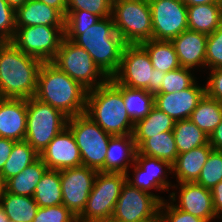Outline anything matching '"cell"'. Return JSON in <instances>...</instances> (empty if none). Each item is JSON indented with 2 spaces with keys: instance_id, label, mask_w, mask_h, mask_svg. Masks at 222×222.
<instances>
[{
  "instance_id": "obj_51",
  "label": "cell",
  "mask_w": 222,
  "mask_h": 222,
  "mask_svg": "<svg viewBox=\"0 0 222 222\" xmlns=\"http://www.w3.org/2000/svg\"><path fill=\"white\" fill-rule=\"evenodd\" d=\"M3 190H4V182L2 181L1 174H0V194Z\"/></svg>"
},
{
  "instance_id": "obj_17",
  "label": "cell",
  "mask_w": 222,
  "mask_h": 222,
  "mask_svg": "<svg viewBox=\"0 0 222 222\" xmlns=\"http://www.w3.org/2000/svg\"><path fill=\"white\" fill-rule=\"evenodd\" d=\"M39 158L50 170H64L82 165L79 148L68 127L59 132L40 152Z\"/></svg>"
},
{
  "instance_id": "obj_28",
  "label": "cell",
  "mask_w": 222,
  "mask_h": 222,
  "mask_svg": "<svg viewBox=\"0 0 222 222\" xmlns=\"http://www.w3.org/2000/svg\"><path fill=\"white\" fill-rule=\"evenodd\" d=\"M137 152L145 156L168 161L172 165L178 156L173 131L149 135V138L137 148Z\"/></svg>"
},
{
  "instance_id": "obj_46",
  "label": "cell",
  "mask_w": 222,
  "mask_h": 222,
  "mask_svg": "<svg viewBox=\"0 0 222 222\" xmlns=\"http://www.w3.org/2000/svg\"><path fill=\"white\" fill-rule=\"evenodd\" d=\"M209 144L213 147L214 150L222 151V121L209 135Z\"/></svg>"
},
{
  "instance_id": "obj_31",
  "label": "cell",
  "mask_w": 222,
  "mask_h": 222,
  "mask_svg": "<svg viewBox=\"0 0 222 222\" xmlns=\"http://www.w3.org/2000/svg\"><path fill=\"white\" fill-rule=\"evenodd\" d=\"M39 158V153L25 140L16 141L9 158L0 172L5 183L11 177L19 174L23 169L31 165Z\"/></svg>"
},
{
  "instance_id": "obj_23",
  "label": "cell",
  "mask_w": 222,
  "mask_h": 222,
  "mask_svg": "<svg viewBox=\"0 0 222 222\" xmlns=\"http://www.w3.org/2000/svg\"><path fill=\"white\" fill-rule=\"evenodd\" d=\"M213 150V147L208 143L178 154L176 161L172 164V173L176 176L177 183L196 182L202 167Z\"/></svg>"
},
{
  "instance_id": "obj_48",
  "label": "cell",
  "mask_w": 222,
  "mask_h": 222,
  "mask_svg": "<svg viewBox=\"0 0 222 222\" xmlns=\"http://www.w3.org/2000/svg\"><path fill=\"white\" fill-rule=\"evenodd\" d=\"M186 6L203 5L209 3H222V0H182Z\"/></svg>"
},
{
  "instance_id": "obj_52",
  "label": "cell",
  "mask_w": 222,
  "mask_h": 222,
  "mask_svg": "<svg viewBox=\"0 0 222 222\" xmlns=\"http://www.w3.org/2000/svg\"><path fill=\"white\" fill-rule=\"evenodd\" d=\"M102 222H121V221H116V220L110 218L109 220L102 221ZM146 222H159V221H146Z\"/></svg>"
},
{
  "instance_id": "obj_21",
  "label": "cell",
  "mask_w": 222,
  "mask_h": 222,
  "mask_svg": "<svg viewBox=\"0 0 222 222\" xmlns=\"http://www.w3.org/2000/svg\"><path fill=\"white\" fill-rule=\"evenodd\" d=\"M35 25L65 27V17L39 0H28L16 11V27Z\"/></svg>"
},
{
  "instance_id": "obj_1",
  "label": "cell",
  "mask_w": 222,
  "mask_h": 222,
  "mask_svg": "<svg viewBox=\"0 0 222 222\" xmlns=\"http://www.w3.org/2000/svg\"><path fill=\"white\" fill-rule=\"evenodd\" d=\"M65 38L84 48L110 79L119 69L125 42L117 33L112 16L87 28H65Z\"/></svg>"
},
{
  "instance_id": "obj_15",
  "label": "cell",
  "mask_w": 222,
  "mask_h": 222,
  "mask_svg": "<svg viewBox=\"0 0 222 222\" xmlns=\"http://www.w3.org/2000/svg\"><path fill=\"white\" fill-rule=\"evenodd\" d=\"M131 166L134 168V178H130L131 174L126 173V182L131 186L147 193H151V189L160 192H169V187L171 189L172 184L167 179V173H172V165L168 161L136 152L135 162Z\"/></svg>"
},
{
  "instance_id": "obj_3",
  "label": "cell",
  "mask_w": 222,
  "mask_h": 222,
  "mask_svg": "<svg viewBox=\"0 0 222 222\" xmlns=\"http://www.w3.org/2000/svg\"><path fill=\"white\" fill-rule=\"evenodd\" d=\"M88 90L52 62H43L34 97L72 117L85 113Z\"/></svg>"
},
{
  "instance_id": "obj_7",
  "label": "cell",
  "mask_w": 222,
  "mask_h": 222,
  "mask_svg": "<svg viewBox=\"0 0 222 222\" xmlns=\"http://www.w3.org/2000/svg\"><path fill=\"white\" fill-rule=\"evenodd\" d=\"M67 127L79 148L82 165L105 172L106 152L112 135L85 113L69 117Z\"/></svg>"
},
{
  "instance_id": "obj_43",
  "label": "cell",
  "mask_w": 222,
  "mask_h": 222,
  "mask_svg": "<svg viewBox=\"0 0 222 222\" xmlns=\"http://www.w3.org/2000/svg\"><path fill=\"white\" fill-rule=\"evenodd\" d=\"M206 83V95L222 102V68L211 69Z\"/></svg>"
},
{
  "instance_id": "obj_41",
  "label": "cell",
  "mask_w": 222,
  "mask_h": 222,
  "mask_svg": "<svg viewBox=\"0 0 222 222\" xmlns=\"http://www.w3.org/2000/svg\"><path fill=\"white\" fill-rule=\"evenodd\" d=\"M166 201L160 204L159 222H206L204 219L176 208L171 201Z\"/></svg>"
},
{
  "instance_id": "obj_25",
  "label": "cell",
  "mask_w": 222,
  "mask_h": 222,
  "mask_svg": "<svg viewBox=\"0 0 222 222\" xmlns=\"http://www.w3.org/2000/svg\"><path fill=\"white\" fill-rule=\"evenodd\" d=\"M47 170L46 164L38 158L19 174L8 179L4 183V189L11 194L33 197L36 185Z\"/></svg>"
},
{
  "instance_id": "obj_50",
  "label": "cell",
  "mask_w": 222,
  "mask_h": 222,
  "mask_svg": "<svg viewBox=\"0 0 222 222\" xmlns=\"http://www.w3.org/2000/svg\"><path fill=\"white\" fill-rule=\"evenodd\" d=\"M0 222H10L8 216L5 214V211L1 205H0Z\"/></svg>"
},
{
  "instance_id": "obj_36",
  "label": "cell",
  "mask_w": 222,
  "mask_h": 222,
  "mask_svg": "<svg viewBox=\"0 0 222 222\" xmlns=\"http://www.w3.org/2000/svg\"><path fill=\"white\" fill-rule=\"evenodd\" d=\"M222 181V151L213 150L195 183L211 190Z\"/></svg>"
},
{
  "instance_id": "obj_12",
  "label": "cell",
  "mask_w": 222,
  "mask_h": 222,
  "mask_svg": "<svg viewBox=\"0 0 222 222\" xmlns=\"http://www.w3.org/2000/svg\"><path fill=\"white\" fill-rule=\"evenodd\" d=\"M167 199L131 186H122L112 219L121 222L159 221L160 204Z\"/></svg>"
},
{
  "instance_id": "obj_49",
  "label": "cell",
  "mask_w": 222,
  "mask_h": 222,
  "mask_svg": "<svg viewBox=\"0 0 222 222\" xmlns=\"http://www.w3.org/2000/svg\"><path fill=\"white\" fill-rule=\"evenodd\" d=\"M8 5L16 12L21 8L28 0H5Z\"/></svg>"
},
{
  "instance_id": "obj_22",
  "label": "cell",
  "mask_w": 222,
  "mask_h": 222,
  "mask_svg": "<svg viewBox=\"0 0 222 222\" xmlns=\"http://www.w3.org/2000/svg\"><path fill=\"white\" fill-rule=\"evenodd\" d=\"M136 152L132 134L111 136L106 152L105 172L129 173L130 165L135 162Z\"/></svg>"
},
{
  "instance_id": "obj_9",
  "label": "cell",
  "mask_w": 222,
  "mask_h": 222,
  "mask_svg": "<svg viewBox=\"0 0 222 222\" xmlns=\"http://www.w3.org/2000/svg\"><path fill=\"white\" fill-rule=\"evenodd\" d=\"M125 182V173L99 171L86 206L77 217V222H102L109 220L112 217Z\"/></svg>"
},
{
  "instance_id": "obj_47",
  "label": "cell",
  "mask_w": 222,
  "mask_h": 222,
  "mask_svg": "<svg viewBox=\"0 0 222 222\" xmlns=\"http://www.w3.org/2000/svg\"><path fill=\"white\" fill-rule=\"evenodd\" d=\"M39 1L57 9L64 17L66 16L67 0H39Z\"/></svg>"
},
{
  "instance_id": "obj_38",
  "label": "cell",
  "mask_w": 222,
  "mask_h": 222,
  "mask_svg": "<svg viewBox=\"0 0 222 222\" xmlns=\"http://www.w3.org/2000/svg\"><path fill=\"white\" fill-rule=\"evenodd\" d=\"M222 68V24L209 34L206 42V68Z\"/></svg>"
},
{
  "instance_id": "obj_45",
  "label": "cell",
  "mask_w": 222,
  "mask_h": 222,
  "mask_svg": "<svg viewBox=\"0 0 222 222\" xmlns=\"http://www.w3.org/2000/svg\"><path fill=\"white\" fill-rule=\"evenodd\" d=\"M15 142L16 141L14 140L0 137V172L3 169L5 162L9 158Z\"/></svg>"
},
{
  "instance_id": "obj_34",
  "label": "cell",
  "mask_w": 222,
  "mask_h": 222,
  "mask_svg": "<svg viewBox=\"0 0 222 222\" xmlns=\"http://www.w3.org/2000/svg\"><path fill=\"white\" fill-rule=\"evenodd\" d=\"M123 100L127 114L134 124L146 117L154 107V95L144 89L123 85Z\"/></svg>"
},
{
  "instance_id": "obj_2",
  "label": "cell",
  "mask_w": 222,
  "mask_h": 222,
  "mask_svg": "<svg viewBox=\"0 0 222 222\" xmlns=\"http://www.w3.org/2000/svg\"><path fill=\"white\" fill-rule=\"evenodd\" d=\"M42 63L40 59L19 50L12 42H0V98L34 97Z\"/></svg>"
},
{
  "instance_id": "obj_14",
  "label": "cell",
  "mask_w": 222,
  "mask_h": 222,
  "mask_svg": "<svg viewBox=\"0 0 222 222\" xmlns=\"http://www.w3.org/2000/svg\"><path fill=\"white\" fill-rule=\"evenodd\" d=\"M97 173L84 165L60 171L62 204L77 217L86 206Z\"/></svg>"
},
{
  "instance_id": "obj_18",
  "label": "cell",
  "mask_w": 222,
  "mask_h": 222,
  "mask_svg": "<svg viewBox=\"0 0 222 222\" xmlns=\"http://www.w3.org/2000/svg\"><path fill=\"white\" fill-rule=\"evenodd\" d=\"M205 94V85L199 86L196 81L191 87L180 92L155 94L154 106L175 121H181L190 118Z\"/></svg>"
},
{
  "instance_id": "obj_13",
  "label": "cell",
  "mask_w": 222,
  "mask_h": 222,
  "mask_svg": "<svg viewBox=\"0 0 222 222\" xmlns=\"http://www.w3.org/2000/svg\"><path fill=\"white\" fill-rule=\"evenodd\" d=\"M153 39L171 41L188 29L187 6L180 0H149Z\"/></svg>"
},
{
  "instance_id": "obj_19",
  "label": "cell",
  "mask_w": 222,
  "mask_h": 222,
  "mask_svg": "<svg viewBox=\"0 0 222 222\" xmlns=\"http://www.w3.org/2000/svg\"><path fill=\"white\" fill-rule=\"evenodd\" d=\"M26 127L27 99L0 98V137L23 141Z\"/></svg>"
},
{
  "instance_id": "obj_32",
  "label": "cell",
  "mask_w": 222,
  "mask_h": 222,
  "mask_svg": "<svg viewBox=\"0 0 222 222\" xmlns=\"http://www.w3.org/2000/svg\"><path fill=\"white\" fill-rule=\"evenodd\" d=\"M172 131L178 154L209 143V136L190 119L176 121Z\"/></svg>"
},
{
  "instance_id": "obj_44",
  "label": "cell",
  "mask_w": 222,
  "mask_h": 222,
  "mask_svg": "<svg viewBox=\"0 0 222 222\" xmlns=\"http://www.w3.org/2000/svg\"><path fill=\"white\" fill-rule=\"evenodd\" d=\"M216 217L222 220V181L211 189Z\"/></svg>"
},
{
  "instance_id": "obj_26",
  "label": "cell",
  "mask_w": 222,
  "mask_h": 222,
  "mask_svg": "<svg viewBox=\"0 0 222 222\" xmlns=\"http://www.w3.org/2000/svg\"><path fill=\"white\" fill-rule=\"evenodd\" d=\"M175 122L172 117L154 106L146 117L134 124L132 136L136 148L149 138V135L172 131Z\"/></svg>"
},
{
  "instance_id": "obj_35",
  "label": "cell",
  "mask_w": 222,
  "mask_h": 222,
  "mask_svg": "<svg viewBox=\"0 0 222 222\" xmlns=\"http://www.w3.org/2000/svg\"><path fill=\"white\" fill-rule=\"evenodd\" d=\"M193 69L179 67L165 73L161 90L158 93H176L191 87L196 82Z\"/></svg>"
},
{
  "instance_id": "obj_8",
  "label": "cell",
  "mask_w": 222,
  "mask_h": 222,
  "mask_svg": "<svg viewBox=\"0 0 222 222\" xmlns=\"http://www.w3.org/2000/svg\"><path fill=\"white\" fill-rule=\"evenodd\" d=\"M68 116L35 97L27 99V127L25 141L39 154L65 127Z\"/></svg>"
},
{
  "instance_id": "obj_20",
  "label": "cell",
  "mask_w": 222,
  "mask_h": 222,
  "mask_svg": "<svg viewBox=\"0 0 222 222\" xmlns=\"http://www.w3.org/2000/svg\"><path fill=\"white\" fill-rule=\"evenodd\" d=\"M208 35L185 30L171 40L181 67L196 69L206 66V42Z\"/></svg>"
},
{
  "instance_id": "obj_39",
  "label": "cell",
  "mask_w": 222,
  "mask_h": 222,
  "mask_svg": "<svg viewBox=\"0 0 222 222\" xmlns=\"http://www.w3.org/2000/svg\"><path fill=\"white\" fill-rule=\"evenodd\" d=\"M32 222H77V216L61 204L39 207Z\"/></svg>"
},
{
  "instance_id": "obj_6",
  "label": "cell",
  "mask_w": 222,
  "mask_h": 222,
  "mask_svg": "<svg viewBox=\"0 0 222 222\" xmlns=\"http://www.w3.org/2000/svg\"><path fill=\"white\" fill-rule=\"evenodd\" d=\"M112 17L126 45H140L153 39L149 0H113Z\"/></svg>"
},
{
  "instance_id": "obj_37",
  "label": "cell",
  "mask_w": 222,
  "mask_h": 222,
  "mask_svg": "<svg viewBox=\"0 0 222 222\" xmlns=\"http://www.w3.org/2000/svg\"><path fill=\"white\" fill-rule=\"evenodd\" d=\"M113 0H67L66 10H84L100 18L112 16Z\"/></svg>"
},
{
  "instance_id": "obj_5",
  "label": "cell",
  "mask_w": 222,
  "mask_h": 222,
  "mask_svg": "<svg viewBox=\"0 0 222 222\" xmlns=\"http://www.w3.org/2000/svg\"><path fill=\"white\" fill-rule=\"evenodd\" d=\"M165 72L153 68L147 51L141 45H125L118 71L112 77L118 84L144 89L153 95L161 90Z\"/></svg>"
},
{
  "instance_id": "obj_42",
  "label": "cell",
  "mask_w": 222,
  "mask_h": 222,
  "mask_svg": "<svg viewBox=\"0 0 222 222\" xmlns=\"http://www.w3.org/2000/svg\"><path fill=\"white\" fill-rule=\"evenodd\" d=\"M101 18L84 10H66L65 28H87L96 24Z\"/></svg>"
},
{
  "instance_id": "obj_27",
  "label": "cell",
  "mask_w": 222,
  "mask_h": 222,
  "mask_svg": "<svg viewBox=\"0 0 222 222\" xmlns=\"http://www.w3.org/2000/svg\"><path fill=\"white\" fill-rule=\"evenodd\" d=\"M0 205L10 222H32L39 208L33 197L11 194L5 189L0 194Z\"/></svg>"
},
{
  "instance_id": "obj_29",
  "label": "cell",
  "mask_w": 222,
  "mask_h": 222,
  "mask_svg": "<svg viewBox=\"0 0 222 222\" xmlns=\"http://www.w3.org/2000/svg\"><path fill=\"white\" fill-rule=\"evenodd\" d=\"M140 45L147 51L154 69L167 73L181 67L171 41L151 39Z\"/></svg>"
},
{
  "instance_id": "obj_4",
  "label": "cell",
  "mask_w": 222,
  "mask_h": 222,
  "mask_svg": "<svg viewBox=\"0 0 222 222\" xmlns=\"http://www.w3.org/2000/svg\"><path fill=\"white\" fill-rule=\"evenodd\" d=\"M85 114L112 136L133 133L134 123L127 114L123 100V85L113 78L88 90Z\"/></svg>"
},
{
  "instance_id": "obj_33",
  "label": "cell",
  "mask_w": 222,
  "mask_h": 222,
  "mask_svg": "<svg viewBox=\"0 0 222 222\" xmlns=\"http://www.w3.org/2000/svg\"><path fill=\"white\" fill-rule=\"evenodd\" d=\"M33 198L39 207L61 205L60 171L48 169L36 185Z\"/></svg>"
},
{
  "instance_id": "obj_10",
  "label": "cell",
  "mask_w": 222,
  "mask_h": 222,
  "mask_svg": "<svg viewBox=\"0 0 222 222\" xmlns=\"http://www.w3.org/2000/svg\"><path fill=\"white\" fill-rule=\"evenodd\" d=\"M52 63L87 90L97 88L109 80L84 48L65 37Z\"/></svg>"
},
{
  "instance_id": "obj_11",
  "label": "cell",
  "mask_w": 222,
  "mask_h": 222,
  "mask_svg": "<svg viewBox=\"0 0 222 222\" xmlns=\"http://www.w3.org/2000/svg\"><path fill=\"white\" fill-rule=\"evenodd\" d=\"M65 27L44 25L16 27L12 43L22 52L42 62H52L65 37Z\"/></svg>"
},
{
  "instance_id": "obj_24",
  "label": "cell",
  "mask_w": 222,
  "mask_h": 222,
  "mask_svg": "<svg viewBox=\"0 0 222 222\" xmlns=\"http://www.w3.org/2000/svg\"><path fill=\"white\" fill-rule=\"evenodd\" d=\"M188 29L209 35L222 24V3L187 6Z\"/></svg>"
},
{
  "instance_id": "obj_30",
  "label": "cell",
  "mask_w": 222,
  "mask_h": 222,
  "mask_svg": "<svg viewBox=\"0 0 222 222\" xmlns=\"http://www.w3.org/2000/svg\"><path fill=\"white\" fill-rule=\"evenodd\" d=\"M189 119L209 136L222 121V102L205 94Z\"/></svg>"
},
{
  "instance_id": "obj_16",
  "label": "cell",
  "mask_w": 222,
  "mask_h": 222,
  "mask_svg": "<svg viewBox=\"0 0 222 222\" xmlns=\"http://www.w3.org/2000/svg\"><path fill=\"white\" fill-rule=\"evenodd\" d=\"M175 187L177 189L179 187V193L172 192L169 197L176 208L204 219L206 222H213L215 218L217 219L211 190L195 182L174 184L172 185V191ZM174 202L177 204H174Z\"/></svg>"
},
{
  "instance_id": "obj_40",
  "label": "cell",
  "mask_w": 222,
  "mask_h": 222,
  "mask_svg": "<svg viewBox=\"0 0 222 222\" xmlns=\"http://www.w3.org/2000/svg\"><path fill=\"white\" fill-rule=\"evenodd\" d=\"M16 31V12L0 0V42H11Z\"/></svg>"
}]
</instances>
